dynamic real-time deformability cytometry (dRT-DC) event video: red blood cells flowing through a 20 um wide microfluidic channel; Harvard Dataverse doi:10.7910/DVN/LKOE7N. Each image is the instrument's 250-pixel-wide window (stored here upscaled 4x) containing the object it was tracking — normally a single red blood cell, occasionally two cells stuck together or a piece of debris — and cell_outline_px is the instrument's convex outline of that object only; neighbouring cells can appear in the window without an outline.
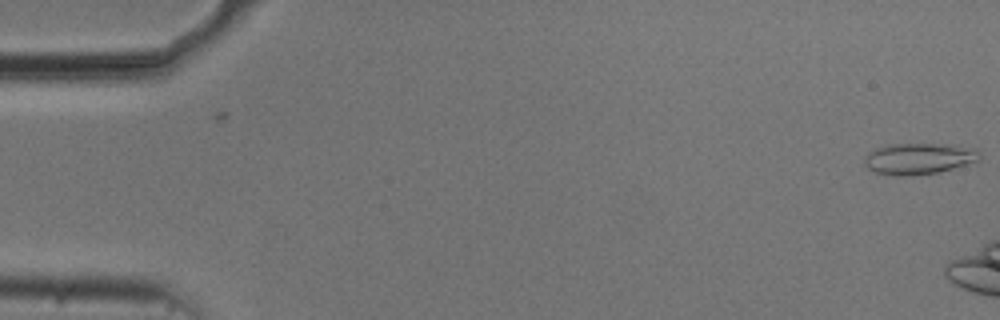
{"species": "common noctule bat (a hibernating species)", "species_latin": "Nyctalus noctula", "temperature_condition": "cold", "stored_images_in_passage": 5, "camera_frame_rate_fps": 3000, "um_per_image_px": 0.085, "animal": {"sex": "male", "body_mass_g": 20.5, "forearm_length_mm": 52.5}, "frame": {"image": 1, "passage_image": 5, "time_ms": 1.333, "image_size_px": [1000, 320], "cell_outline_px": [[980, 160], [952, 168], [936, 172], [912, 176], [892, 176], [872, 172], [864, 164], [864, 156], [876, 148], [888, 144], [948, 144], [976, 148], [980, 152]], "centroid_in_image_um": [78.07, 13.49], "position_along_channel_um": 6.9, "area_um2": 21.15}}